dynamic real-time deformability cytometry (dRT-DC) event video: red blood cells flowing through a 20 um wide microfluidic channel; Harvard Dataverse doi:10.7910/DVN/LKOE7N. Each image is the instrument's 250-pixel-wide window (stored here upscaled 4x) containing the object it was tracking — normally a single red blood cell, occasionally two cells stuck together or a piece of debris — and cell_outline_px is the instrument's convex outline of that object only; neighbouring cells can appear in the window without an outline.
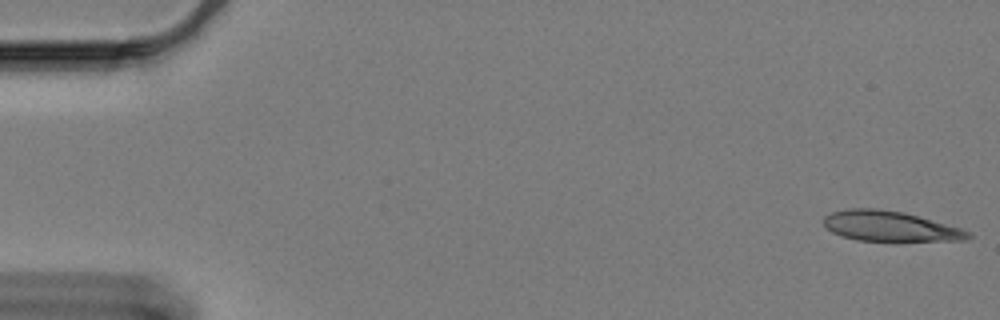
{"species": "Egyptian fruit bat (a non-hibernating species)", "species_latin": "Rousettus aegyptiacus", "temperature_condition": "cold", "stored_images_in_passage": 60, "camera_frame_rate_fps": 3000, "um_per_image_px": 0.085, "animal": {"sex": "female"}, "frame": {"image": 1, "passage_image": 1, "time_ms": 0.0, "image_size_px": [1000, 320], "cell_outline_px": [[972, 236], [964, 240], [856, 240], [832, 232], [824, 224], [824, 216], [832, 212], [848, 208], [876, 208], [904, 212], [960, 228], [968, 232]], "centroid_in_image_um": [75.6, 19.21], "position_along_channel_um": 9.4, "area_um2": 24.85}}
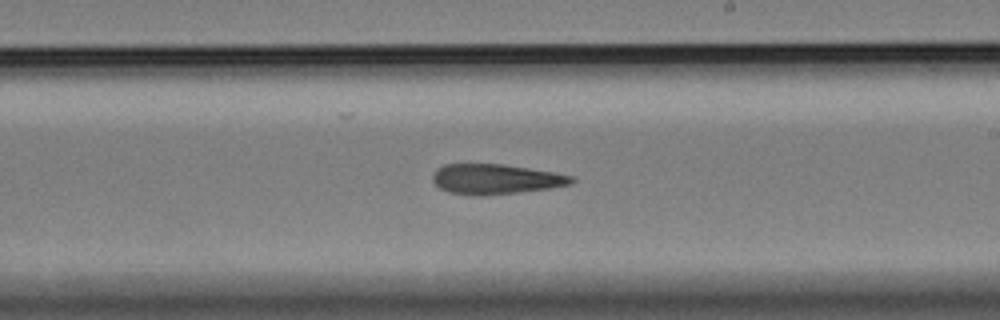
{"frame": {"image": 2, "passage_image": 35, "time_ms": 11.333, "image_size_px": [1000, 320], "cell_outline_px": [[576, 180], [572, 184], [548, 188], [484, 196], [448, 192], [440, 188], [432, 180], [432, 176], [436, 168], [444, 164], [504, 164], [556, 172], [572, 176]], "centroid_in_image_um": [42.13, 15.21], "position_along_channel_um": 246.9, "area_um2": 24.33}}
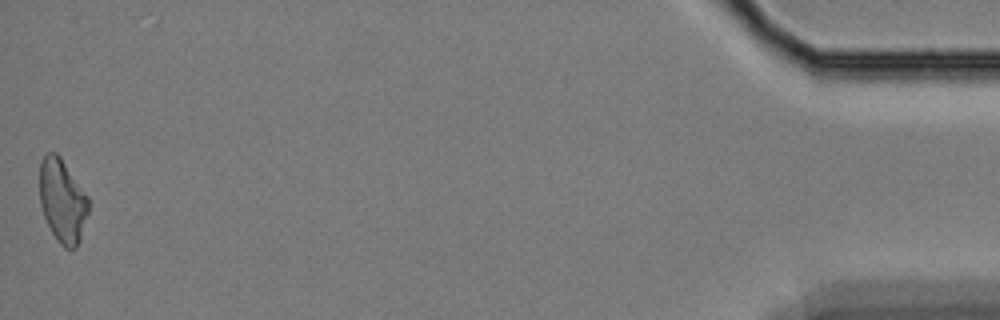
{"frame": {"image": 3, "passage_image": 60, "time_ms": 19.667, "image_size_px": [1000, 320], "cell_outline_px": [[88, 212], [80, 240], [76, 248], [64, 248], [60, 244], [52, 232], [44, 216], [40, 204], [40, 164], [44, 156], [48, 152], [56, 152], [60, 156], [88, 196]], "centroid_in_image_um": [5.31, 17.07], "position_along_channel_um": 429.9, "area_um2": 23.58}}